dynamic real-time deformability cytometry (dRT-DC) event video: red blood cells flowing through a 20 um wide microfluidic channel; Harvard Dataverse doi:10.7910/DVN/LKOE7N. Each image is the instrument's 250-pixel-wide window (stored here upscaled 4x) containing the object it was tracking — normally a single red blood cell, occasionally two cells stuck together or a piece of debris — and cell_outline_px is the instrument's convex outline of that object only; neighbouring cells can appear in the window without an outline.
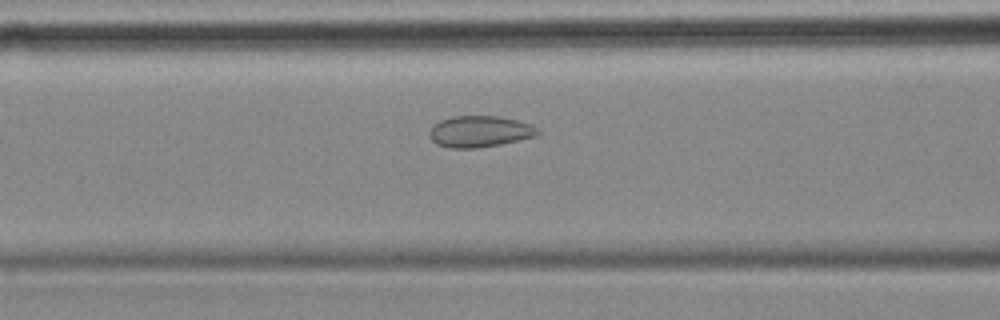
{"species": "common noctule bat (a hibernating species)", "species_latin": "Nyctalus noctula", "temperature_condition": "cold", "stored_images_in_passage": 31, "camera_frame_rate_fps": 3000, "um_per_image_px": 0.085, "animal": {"sex": "female", "body_mass_g": 18.4}, "frame": {"image": 1, "passage_image": 8, "time_ms": 2.333, "image_size_px": [1000, 320], "cell_outline_px": [[540, 132], [536, 136], [500, 144], [476, 148], [448, 148], [436, 144], [428, 136], [428, 132], [440, 120], [452, 116], [500, 116], [532, 124]], "centroid_in_image_um": [40.76, 11.18], "position_along_channel_um": 125.8, "area_um2": 19.77}}
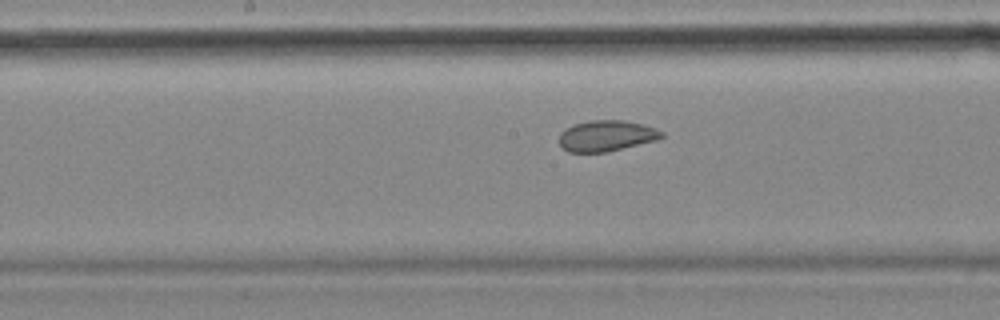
{"frame": {"image": 2, "passage_image": 14, "time_ms": 4.333, "image_size_px": [1000, 320], "cell_outline_px": [[664, 136], [656, 140], [608, 152], [568, 152], [560, 144], [560, 132], [564, 128], [588, 120], [624, 120], [644, 124], [656, 128], [664, 132]], "centroid_in_image_um": [51.57, 11.53], "position_along_channel_um": 196.6, "area_um2": 18.55}}
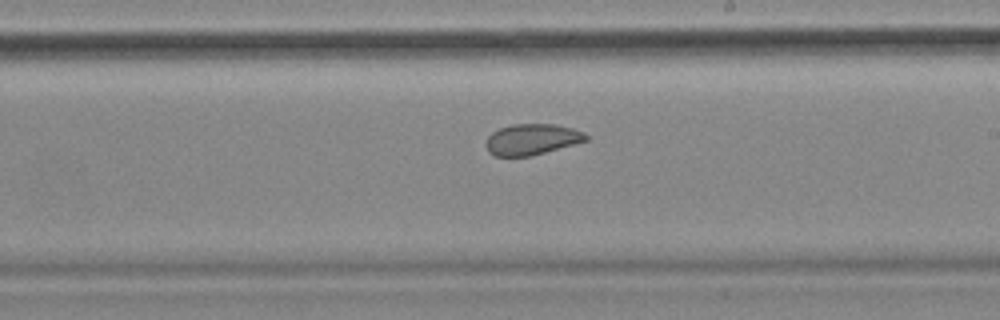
{"frame": {"image": 3, "passage_image": 18, "time_ms": 5.667, "image_size_px": [1000, 320], "cell_outline_px": [[588, 140], [532, 156], [496, 156], [488, 152], [484, 144], [488, 136], [492, 132], [500, 128], [512, 124], [556, 124], [572, 128], [584, 132], [588, 136]], "centroid_in_image_um": [45.19, 11.84], "position_along_channel_um": 243.8, "area_um2": 18.15}}